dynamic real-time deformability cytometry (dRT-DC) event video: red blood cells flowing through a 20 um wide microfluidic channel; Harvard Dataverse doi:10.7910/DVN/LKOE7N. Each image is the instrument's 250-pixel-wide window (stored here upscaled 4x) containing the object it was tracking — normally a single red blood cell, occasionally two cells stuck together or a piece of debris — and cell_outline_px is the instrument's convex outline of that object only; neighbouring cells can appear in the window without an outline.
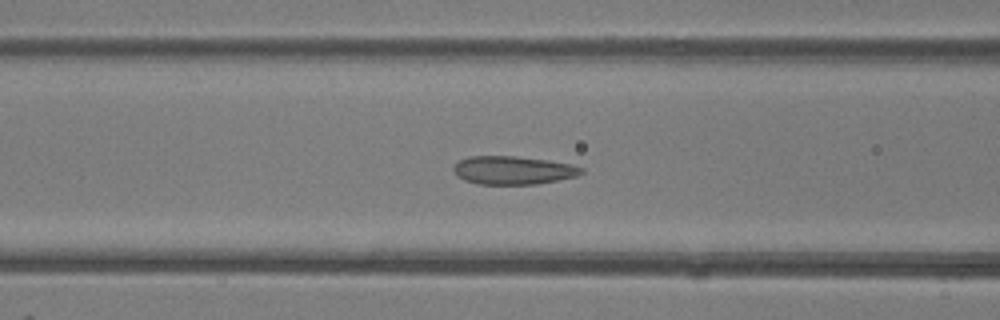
{"species": "common noctule bat (a hibernating species)", "species_latin": "Nyctalus noctula", "temperature_condition": "room temperature", "stored_images_in_passage": 36, "camera_frame_rate_fps": 3000, "um_per_image_px": 0.085, "animal": {"sex": "female"}, "frame": {"image": 1, "passage_image": 7, "time_ms": 2.0, "image_size_px": [1000, 320], "cell_outline_px": [[584, 172], [576, 176], [536, 184], [480, 184], [464, 180], [456, 176], [452, 168], [460, 160], [468, 156], [516, 156], [548, 160], [572, 164], [584, 168]], "centroid_in_image_um": [43.61, 14.46], "position_along_channel_um": 123.0, "area_um2": 21.1}}
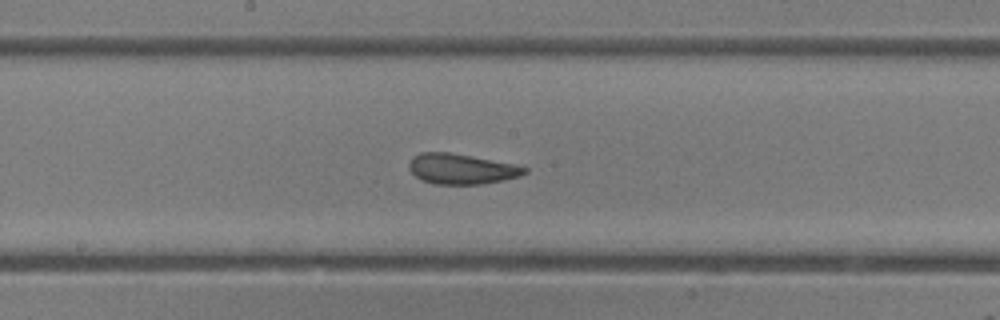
{"frame": {"image": 2, "passage_image": 13, "time_ms": 4.0, "image_size_px": [1000, 320], "cell_outline_px": [[528, 172], [520, 176], [504, 180], [480, 184], [436, 184], [420, 180], [408, 168], [408, 164], [412, 156], [420, 152], [448, 152], [516, 164], [528, 168]], "centroid_in_image_um": [39.21, 14.35], "position_along_channel_um": 209.0, "area_um2": 20.52}}
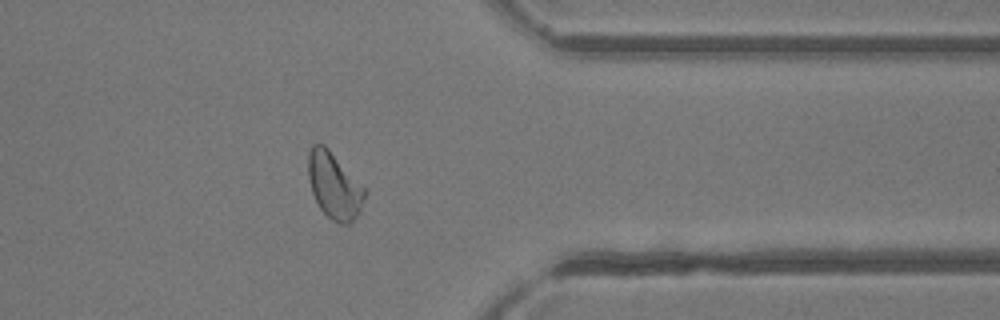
{"frame": {"image": 3, "passage_image": 26, "time_ms": 8.333, "image_size_px": [1000, 320], "cell_outline_px": [[368, 192], [356, 216], [348, 224], [340, 224], [332, 220], [320, 208], [312, 192], [308, 176], [308, 152], [312, 144], [324, 144], [328, 148]], "centroid_in_image_um": [28.39, 15.77], "position_along_channel_um": 383.0, "area_um2": 21.5}, "authors_computed_cell_mechanics": {"area_um2": 21.5016, "velocity_mm_per_s": 4.2855, "shape_relaxation_time_tau1_ms": 8.0686, "shape_relaxation_time_tau2_ms": 1.0763, "deformation_change_tau1": 0.1819, "deformation_change_tau2": 0.07}}